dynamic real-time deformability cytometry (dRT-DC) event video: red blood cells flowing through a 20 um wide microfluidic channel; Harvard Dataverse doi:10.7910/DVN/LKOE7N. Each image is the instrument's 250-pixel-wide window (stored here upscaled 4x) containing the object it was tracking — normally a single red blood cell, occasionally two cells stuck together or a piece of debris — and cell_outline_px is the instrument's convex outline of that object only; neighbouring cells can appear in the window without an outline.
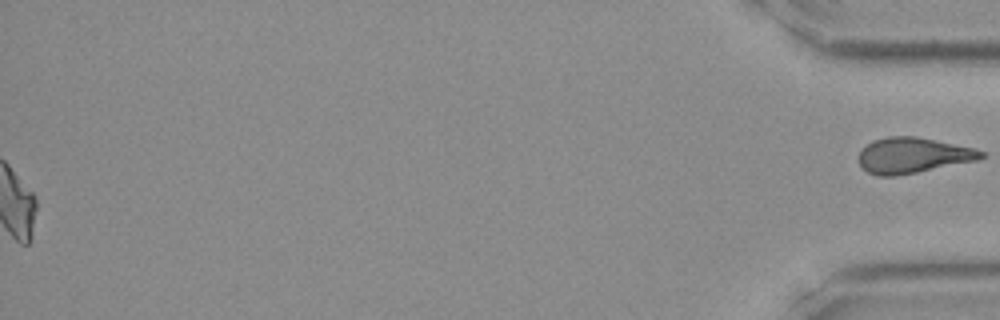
{"species": "Egyptian fruit bat (a non-hibernating species)", "species_latin": "Rousettus aegyptiacus", "temperature_condition": "room temperature", "stored_images_in_passage": 34, "segment_of_instrument_passage": [2, 2], "camera_frame_rate_fps": 3000, "um_per_image_px": 0.085, "frame": {"image": 1, "passage_image": 34, "time_ms": 11.0, "image_size_px": [1000, 320], "cell_outline_px": [[984, 156], [976, 160], [896, 176], [876, 176], [868, 172], [860, 164], [860, 152], [872, 140], [888, 136], [916, 136], [976, 148], [984, 152]], "centroid_in_image_um": [77.59, 13.19], "position_along_channel_um": 357.6, "area_um2": 25.09}}